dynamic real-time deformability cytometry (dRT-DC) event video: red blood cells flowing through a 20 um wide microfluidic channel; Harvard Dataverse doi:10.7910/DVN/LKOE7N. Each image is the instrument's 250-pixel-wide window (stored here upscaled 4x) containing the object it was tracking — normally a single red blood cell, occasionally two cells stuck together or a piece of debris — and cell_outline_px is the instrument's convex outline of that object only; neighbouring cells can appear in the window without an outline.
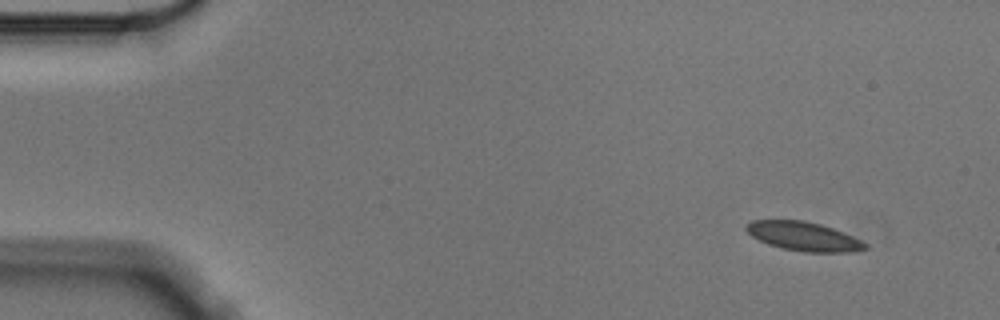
{"species": "Egyptian fruit bat (a non-hibernating species)", "species_latin": "Rousettus aegyptiacus", "temperature_condition": "cold", "stored_images_in_passage": 53, "camera_frame_rate_fps": 3000, "um_per_image_px": 0.085, "animal": {"sex": "male"}, "frame": {"image": 1, "passage_image": 1, "time_ms": 0.0, "image_size_px": [1000, 320], "cell_outline_px": [[868, 248], [852, 252], [804, 252], [784, 248], [768, 244], [752, 236], [744, 228], [752, 220], [804, 220], [820, 224], [844, 232], [868, 244]], "centroid_in_image_um": [68.33, 20.09], "position_along_channel_um": 16.7, "area_um2": 19.94}}
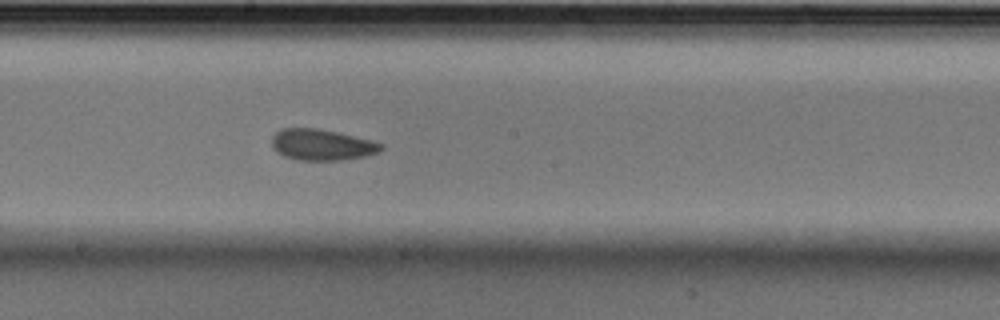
{"frame": {"image": 2, "passage_image": 27, "time_ms": 8.667, "image_size_px": [1000, 320], "cell_outline_px": [[384, 148], [380, 152], [368, 156], [340, 160], [300, 160], [284, 156], [276, 152], [272, 144], [272, 136], [280, 128], [320, 128], [372, 140], [384, 144]], "centroid_in_image_um": [27.39, 12.3], "position_along_channel_um": 220.8, "area_um2": 20.06}}
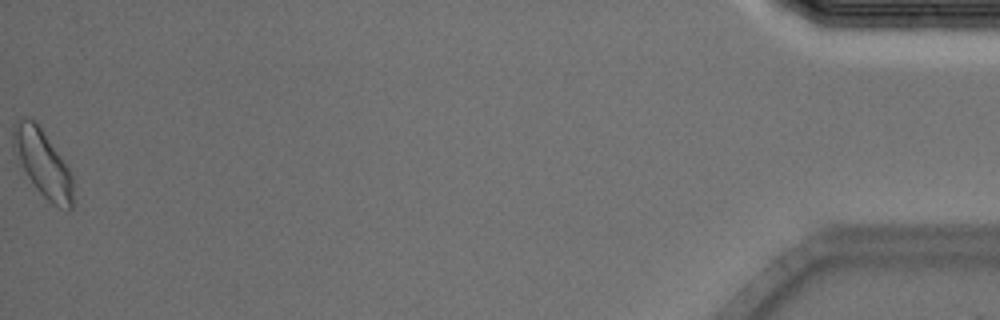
{"frame": {"image": 3, "passage_image": 53, "time_ms": 17.333, "image_size_px": [1000, 320], "cell_outline_px": [[72, 208], [68, 212], [52, 204], [36, 188], [16, 160], [12, 148], [12, 128], [16, 120], [20, 116], [24, 116], [36, 120], [68, 164], [72, 176]], "centroid_in_image_um": [3.61, 13.81], "position_along_channel_um": 431.6, "area_um2": 24.04}, "authors_computed_cell_mechanics": {"area_um2": 19.8254, "velocity_mm_per_s": 3.5409, "shape_relaxation_time_tau1_ms": 6.4774, "shape_relaxation_time_tau2_ms": null, "deformation_change_tau1": 0.0897, "deformation_change_tau2": null}}